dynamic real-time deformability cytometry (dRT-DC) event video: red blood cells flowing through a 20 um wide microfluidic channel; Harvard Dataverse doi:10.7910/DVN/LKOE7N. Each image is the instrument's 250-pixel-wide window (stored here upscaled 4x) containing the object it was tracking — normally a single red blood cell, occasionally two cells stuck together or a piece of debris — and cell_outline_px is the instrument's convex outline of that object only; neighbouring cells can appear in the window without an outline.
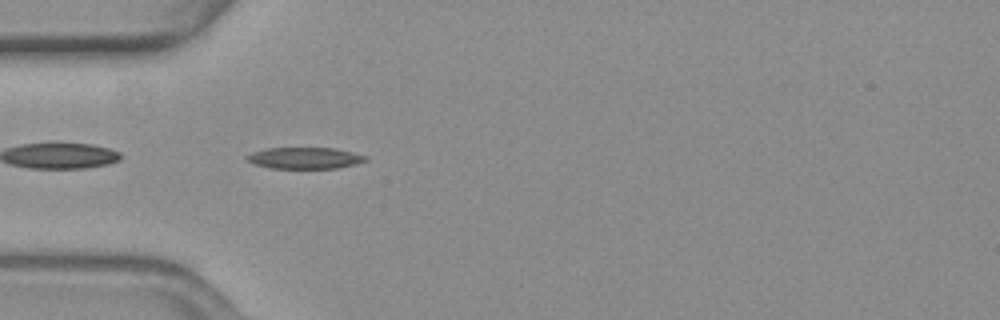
{"species": "common noctule bat (a hibernating species)", "species_latin": "Nyctalus noctula", "temperature_condition": "warm", "stored_images_in_passage": 41, "camera_frame_rate_fps": 3000, "um_per_image_px": 0.085, "animal": {"sex": "female", "body_mass_g": 19.3, "forearm_length_mm": 54.1}, "frame": {"image": 1, "passage_image": 2, "time_ms": 0.333, "image_size_px": [1000, 320], "cell_outline_px": [[368, 160], [356, 164], [336, 168], [268, 168], [256, 164], [248, 160], [244, 156], [252, 152], [268, 148], [332, 148], [352, 152], [368, 156]], "centroid_in_image_um": [25.92, 13.43], "position_along_channel_um": 59.1, "area_um2": 14.74}}
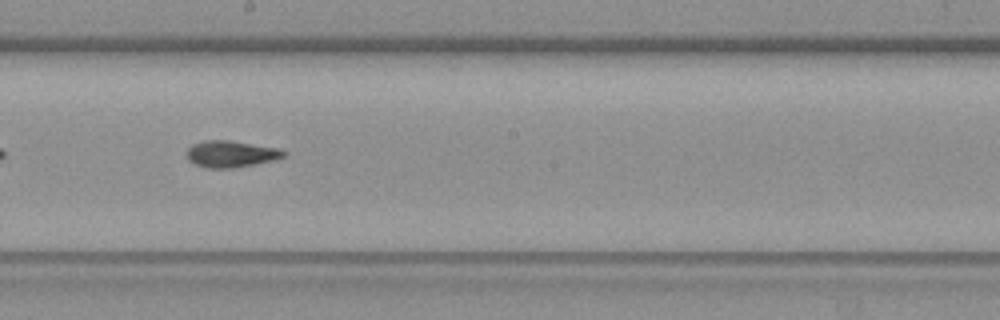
{"frame": {"image": 2, "passage_image": 16, "time_ms": 5.0, "image_size_px": [1000, 320], "cell_outline_px": [[288, 156], [276, 160], [232, 168], [204, 168], [188, 160], [188, 148], [192, 144], [204, 140], [228, 140], [280, 148], [288, 152]], "centroid_in_image_um": [19.7, 13.08], "position_along_channel_um": 228.5, "area_um2": 15.2}}
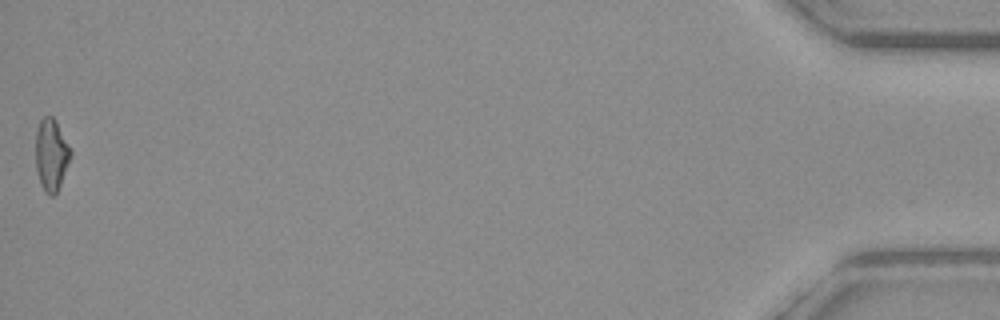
{"frame": {"image": 3, "passage_image": 41, "time_ms": 13.333, "image_size_px": [1000, 320], "cell_outline_px": [[72, 152], [60, 184], [56, 192], [52, 196], [44, 192], [40, 184], [36, 168], [36, 132], [40, 120], [44, 116], [52, 116], [56, 120]], "centroid_in_image_um": [4.34, 13.14], "position_along_channel_um": 430.9, "area_um2": 14.45}, "authors_computed_cell_mechanics": {"area_um2": 14.739, "velocity_mm_per_s": 3.6791, "shape_relaxation_time_tau1_ms": 9.8206, "shape_relaxation_time_tau2_ms": 3.5509, "deformation_change_tau1": 0.2311, "deformation_change_tau2": 0.1122}}